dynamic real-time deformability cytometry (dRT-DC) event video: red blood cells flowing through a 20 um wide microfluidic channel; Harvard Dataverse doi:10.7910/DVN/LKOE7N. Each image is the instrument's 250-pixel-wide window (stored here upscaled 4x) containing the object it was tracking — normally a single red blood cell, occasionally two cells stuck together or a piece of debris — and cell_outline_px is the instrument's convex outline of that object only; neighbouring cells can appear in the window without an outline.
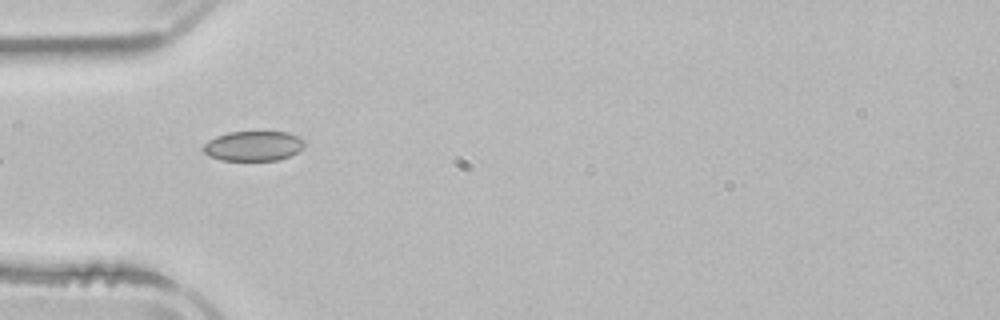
{"species": "common noctule bat (a hibernating species)", "species_latin": "Nyctalus noctula", "temperature_condition": "room temperature", "stored_images_in_passage": 2, "camera_frame_rate_fps": 3000, "um_per_image_px": 0.085, "animal": {"sex": "male", "body_mass_g": 21.5, "forearm_length_mm": 52.0}, "frame": {"image": 1, "passage_image": 1, "time_ms": 0.0, "image_size_px": [1000, 320], "cell_outline_px": [[304, 148], [280, 160], [220, 160], [208, 156], [200, 148], [208, 140], [216, 136], [228, 132], [288, 132], [300, 136], [304, 140]], "centroid_in_image_um": [21.52, 12.4], "position_along_channel_um": 63.5, "area_um2": 17.8}}
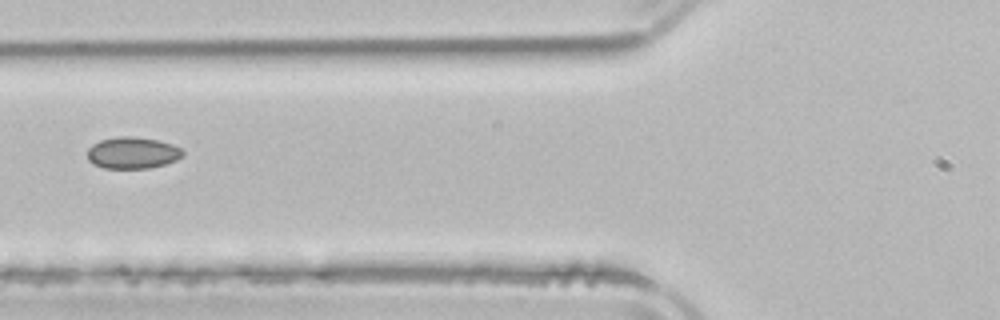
{"frame": {"image": 2, "passage_image": 2, "time_ms": 1.333, "image_size_px": [1000, 320], "cell_outline_px": [[184, 156], [176, 160], [164, 164], [148, 168], [104, 168], [92, 164], [88, 160], [88, 148], [92, 144], [100, 140], [120, 136], [132, 136], [156, 140], [172, 144], [180, 148], [184, 152]], "centroid_in_image_um": [11.25, 12.99], "position_along_channel_um": 114.6, "area_um2": 17.57}}